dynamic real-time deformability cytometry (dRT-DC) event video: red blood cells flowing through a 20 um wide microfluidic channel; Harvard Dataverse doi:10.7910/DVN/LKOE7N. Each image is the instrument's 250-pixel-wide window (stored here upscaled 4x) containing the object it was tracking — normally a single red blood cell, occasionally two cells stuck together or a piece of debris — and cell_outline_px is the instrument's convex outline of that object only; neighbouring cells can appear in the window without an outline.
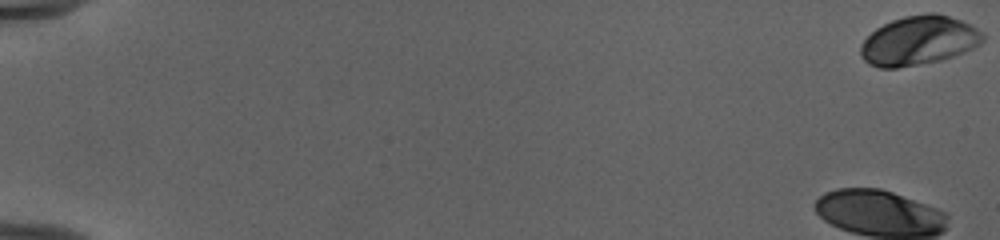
{"species": "human", "species_latin": "Homo sapiens", "temperature_condition": "cold", "stored_images_in_passage": 44, "camera_frame_rate_fps": 3000, "um_per_image_px": 0.085, "donor": {"sex": "female"}, "frame": {"image": 1, "passage_image": 1, "time_ms": 0.0, "image_size_px": [1000, 240], "cell_outline_px": [[984, 40], [980, 44], [964, 52], [940, 60], [896, 68], [880, 68], [868, 64], [860, 56], [860, 44], [876, 28], [892, 20], [904, 16], [928, 12], [936, 12], [972, 24], [984, 32]], "centroid_in_image_um": [78.1, 3.44], "position_along_channel_um": 6.9, "area_um2": 35.14}}